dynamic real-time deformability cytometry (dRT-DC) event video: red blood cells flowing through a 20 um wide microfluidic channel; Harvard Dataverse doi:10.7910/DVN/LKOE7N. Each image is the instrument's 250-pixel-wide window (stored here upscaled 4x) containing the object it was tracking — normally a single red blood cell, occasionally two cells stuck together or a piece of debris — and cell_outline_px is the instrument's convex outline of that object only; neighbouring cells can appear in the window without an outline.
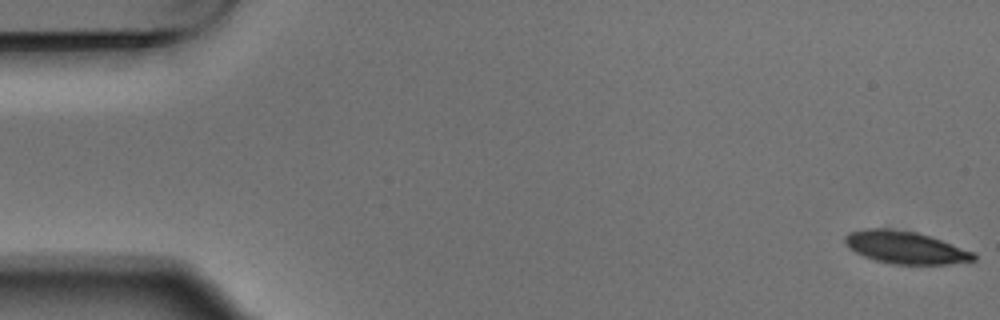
{"species": "Egyptian fruit bat (a non-hibernating species)", "species_latin": "Rousettus aegyptiacus", "temperature_condition": "warm", "stored_images_in_passage": 5, "camera_frame_rate_fps": 3000, "um_per_image_px": 0.085, "animal": {"sex": "male"}, "frame": {"image": 1, "passage_image": 1, "time_ms": 0.0, "image_size_px": [1000, 320], "cell_outline_px": [[976, 260], [948, 264], [892, 264], [876, 260], [864, 256], [848, 248], [844, 240], [844, 236], [848, 232], [868, 228], [884, 228], [916, 232], [940, 240], [972, 252], [976, 256]], "centroid_in_image_um": [76.9, 21.03], "position_along_channel_um": 8.1, "area_um2": 23.99}}
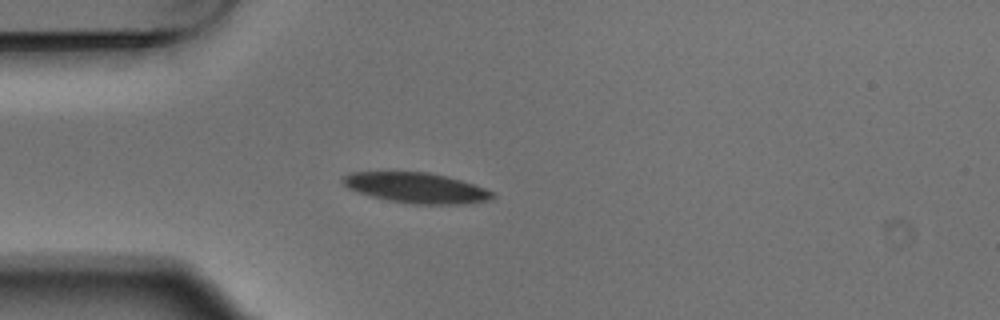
{"frame": {"image": 2, "passage_image": 4, "time_ms": 1.0, "image_size_px": [1000, 320], "cell_outline_px": [[496, 196], [488, 200], [464, 204], [412, 204], [388, 200], [372, 196], [348, 188], [340, 180], [344, 176], [352, 172], [428, 172], [448, 176], [484, 188], [492, 192]], "centroid_in_image_um": [35.39, 15.96], "position_along_channel_um": 49.6, "area_um2": 26.24}}